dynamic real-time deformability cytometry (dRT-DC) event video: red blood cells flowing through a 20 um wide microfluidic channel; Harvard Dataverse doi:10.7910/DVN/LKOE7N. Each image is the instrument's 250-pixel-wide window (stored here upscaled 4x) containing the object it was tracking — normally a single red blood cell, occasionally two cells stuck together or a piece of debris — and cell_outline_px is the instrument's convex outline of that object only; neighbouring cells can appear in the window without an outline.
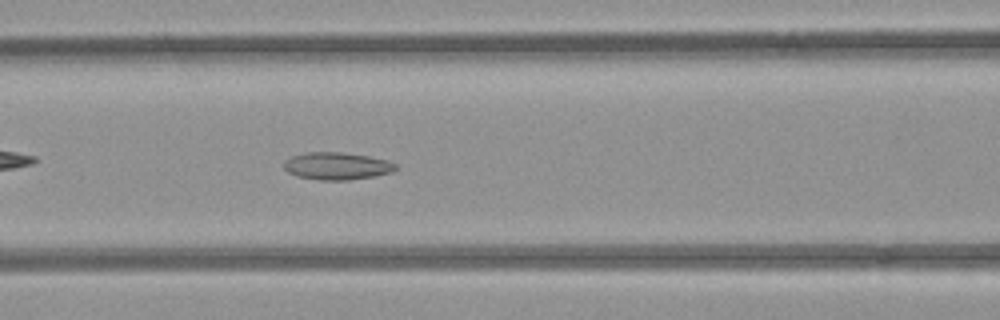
{"species": "common noctule bat (a hibernating species)", "species_latin": "Nyctalus noctula", "temperature_condition": "room temperature", "stored_images_in_passage": 41, "camera_frame_rate_fps": 3000, "um_per_image_px": 0.085, "animal": {"sex": "female", "body_mass_g": 21.9}, "frame": {"image": 1, "passage_image": 9, "time_ms": 2.667, "image_size_px": [1000, 320], "cell_outline_px": [[396, 168], [392, 172], [376, 176], [348, 180], [316, 180], [296, 176], [288, 172], [284, 168], [284, 160], [292, 156], [308, 152], [340, 152], [368, 156], [388, 160], [396, 164]], "centroid_in_image_um": [28.63, 14.12], "position_along_channel_um": 138.0, "area_um2": 17.92}}
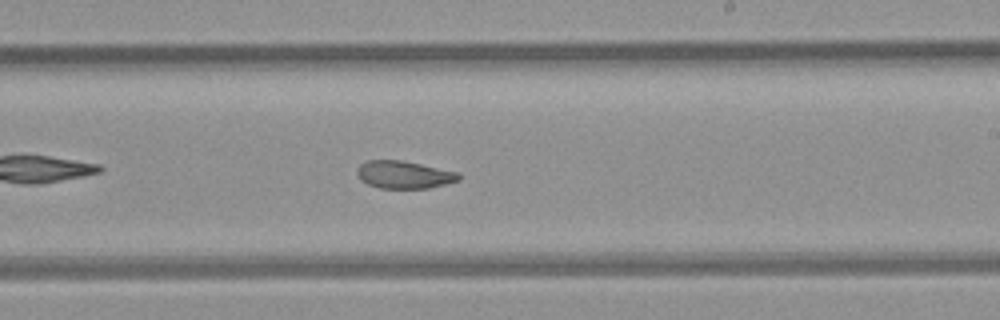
{"frame": {"image": 2, "passage_image": 18, "time_ms": 5.667, "image_size_px": [1000, 320], "cell_outline_px": [[460, 180], [428, 188], [380, 188], [368, 184], [360, 180], [356, 172], [360, 164], [368, 160], [400, 160], [460, 172]], "centroid_in_image_um": [34.34, 14.85], "position_along_channel_um": 254.7, "area_um2": 16.3}}
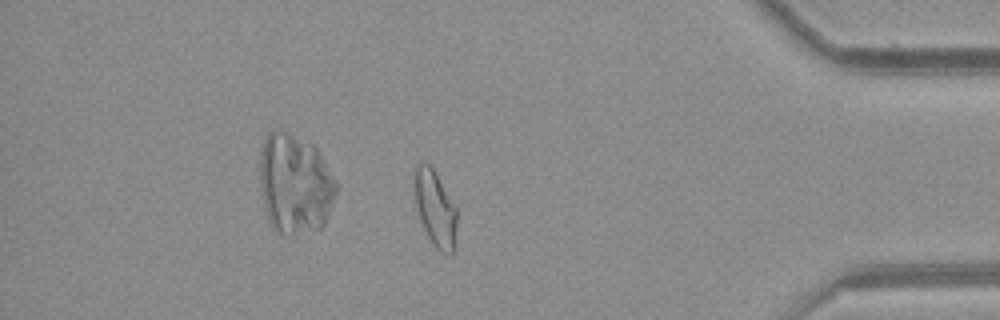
{"frame": {"image": 3, "passage_image": 32, "time_ms": 10.333, "image_size_px": [1000, 320], "cell_outline_px": [[456, 240], [452, 252], [448, 256], [440, 252], [432, 244], [420, 220], [416, 208], [412, 184], [412, 172], [416, 164], [428, 164], [432, 168], [456, 208]], "centroid_in_image_um": [36.94, 17.73], "position_along_channel_um": 398.3, "area_um2": 18.96}}